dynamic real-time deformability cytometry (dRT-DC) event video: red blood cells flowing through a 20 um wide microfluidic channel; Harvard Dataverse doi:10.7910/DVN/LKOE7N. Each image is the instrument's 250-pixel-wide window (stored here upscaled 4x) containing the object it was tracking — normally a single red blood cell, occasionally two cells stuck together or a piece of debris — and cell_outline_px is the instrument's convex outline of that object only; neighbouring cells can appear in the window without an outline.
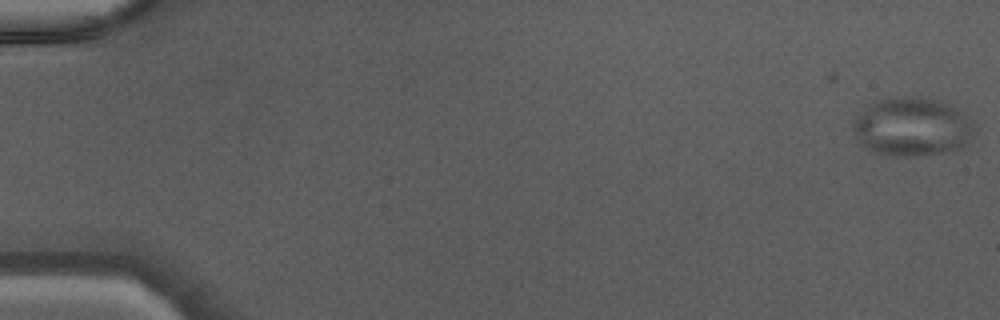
{"species": "Egyptian fruit bat (a non-hibernating species)", "species_latin": "Rousettus aegyptiacus", "temperature_condition": "warm", "stored_images_in_passage": 46, "camera_frame_rate_fps": 3000, "um_per_image_px": 0.085, "animal": {"sex": "male"}, "frame": {"image": 1, "passage_image": 1, "time_ms": 0.0, "image_size_px": [1000, 320], "cell_outline_px": [[972, 136], [960, 148], [944, 152], [912, 156], [900, 156], [880, 152], [868, 148], [860, 144], [852, 128], [852, 120], [868, 104], [876, 100], [896, 96], [916, 96], [940, 100], [960, 108], [972, 120]], "centroid_in_image_um": [77.52, 10.73], "position_along_channel_um": 7.5, "area_um2": 41.56}}
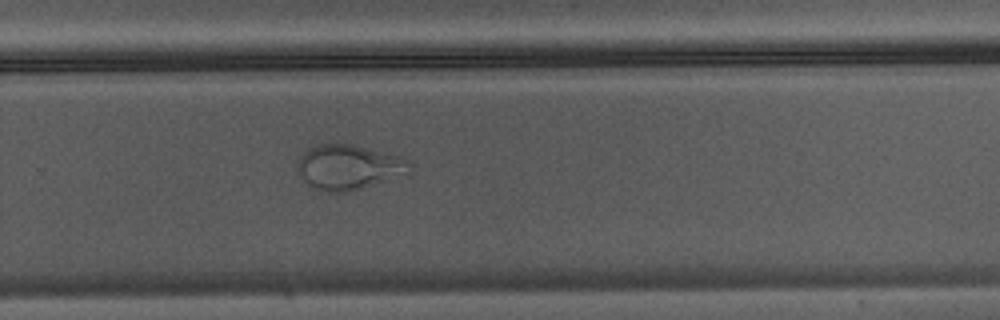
{"frame": {"image": 2, "passage_image": 32, "time_ms": 10.333, "image_size_px": [1000, 320], "cell_outline_px": [[412, 172], [408, 176], [344, 192], [324, 192], [312, 188], [304, 184], [296, 168], [300, 156], [308, 148], [320, 144], [352, 144], [396, 156], [412, 164]], "centroid_in_image_um": [29.62, 14.24], "position_along_channel_um": 300.2, "area_um2": 29.65}}
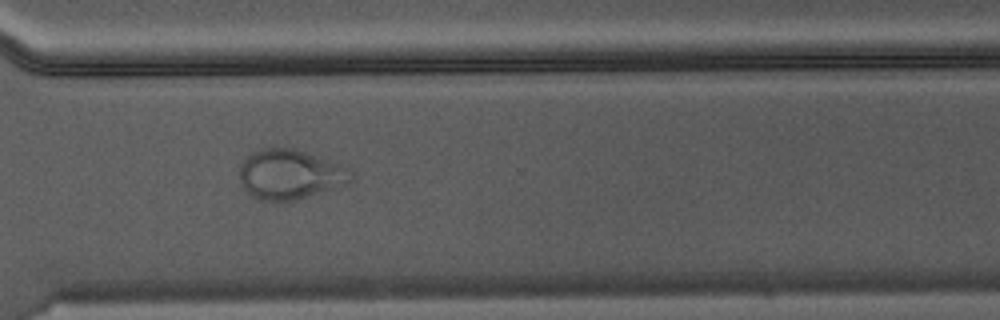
{"frame": {"image": 3, "passage_image": 35, "time_ms": 11.333, "image_size_px": [1000, 320], "cell_outline_px": [[352, 180], [348, 184], [284, 204], [272, 204], [260, 200], [252, 196], [244, 188], [240, 180], [240, 164], [252, 152], [260, 148], [276, 144], [292, 148], [340, 164], [348, 168], [352, 172]], "centroid_in_image_um": [24.61, 14.84], "position_along_channel_um": 346.0, "area_um2": 33.29}}